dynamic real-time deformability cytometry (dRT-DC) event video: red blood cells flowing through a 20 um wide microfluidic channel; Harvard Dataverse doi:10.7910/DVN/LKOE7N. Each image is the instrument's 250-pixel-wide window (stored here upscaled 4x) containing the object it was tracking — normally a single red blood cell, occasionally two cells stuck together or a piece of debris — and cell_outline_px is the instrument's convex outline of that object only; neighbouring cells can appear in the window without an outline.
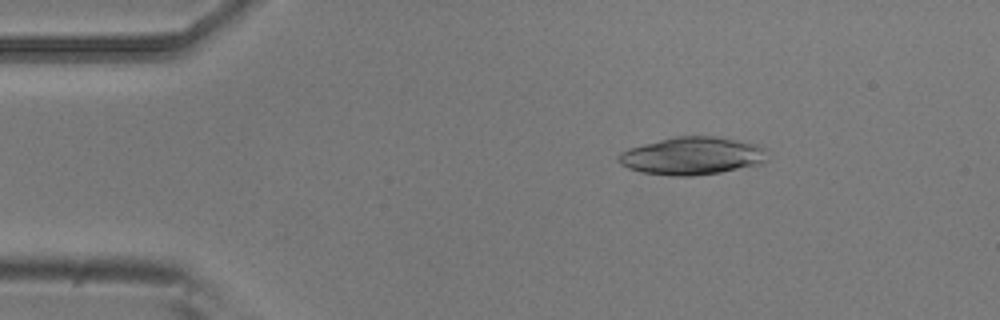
{"species": "common noctule bat (a hibernating species)", "species_latin": "Nyctalus noctula", "temperature_condition": "room temperature", "stored_images_in_passage": 5, "camera_frame_rate_fps": 3000, "um_per_image_px": 0.085, "animal": {"sex": "male", "body_mass_g": 20.5, "forearm_length_mm": 52.5}, "frame": {"image": 1, "passage_image": 3, "time_ms": 0.667, "image_size_px": [1000, 320], "cell_outline_px": [[768, 148], [764, 164], [720, 172], [692, 176], [672, 176], [640, 172], [628, 168], [620, 164], [620, 152], [628, 148], [676, 136], [716, 136], [760, 144]], "centroid_in_image_um": [58.91, 13.25], "position_along_channel_um": 26.1, "area_um2": 32.95}}